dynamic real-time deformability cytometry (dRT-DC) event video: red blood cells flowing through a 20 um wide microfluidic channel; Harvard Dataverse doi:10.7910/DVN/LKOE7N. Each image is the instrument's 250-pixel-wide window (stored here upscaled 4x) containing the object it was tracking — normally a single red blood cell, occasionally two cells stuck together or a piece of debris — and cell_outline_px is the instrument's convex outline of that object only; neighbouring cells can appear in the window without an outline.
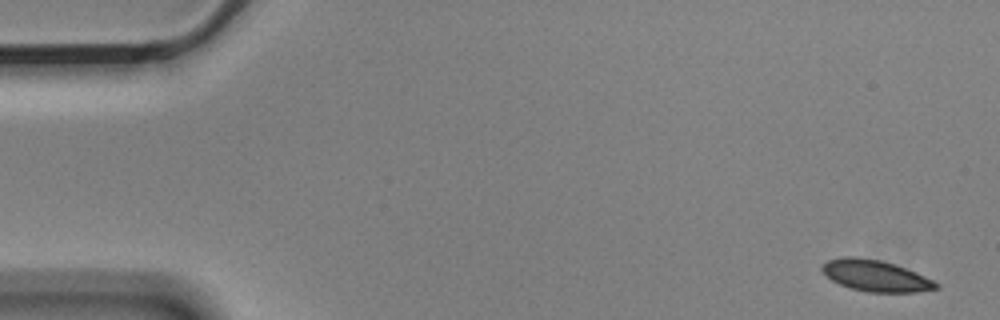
{"species": "Egyptian fruit bat (a non-hibernating species)", "species_latin": "Rousettus aegyptiacus", "temperature_condition": "cold", "stored_images_in_passage": 6, "camera_frame_rate_fps": 3000, "um_per_image_px": 0.085, "animal": {"sex": "male"}, "frame": {"image": 1, "passage_image": 1, "time_ms": 0.0, "image_size_px": [1000, 320], "cell_outline_px": [[940, 288], [916, 292], [868, 292], [852, 288], [840, 284], [832, 280], [820, 268], [828, 260], [844, 256], [856, 256], [880, 260], [916, 272], [940, 284]], "centroid_in_image_um": [74.44, 23.44], "position_along_channel_um": 10.6, "area_um2": 20.52}}
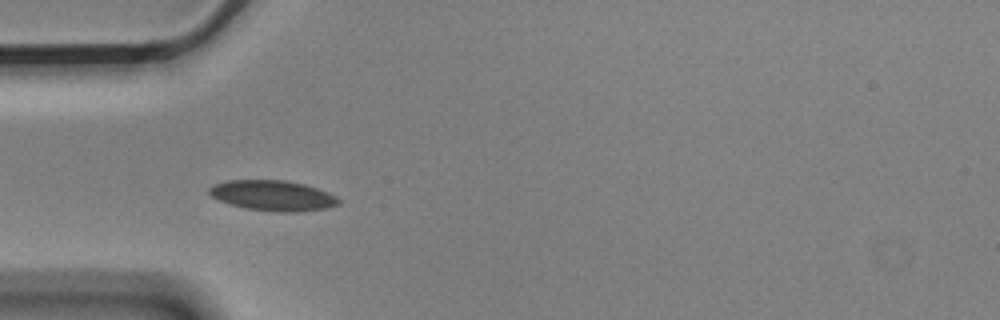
{"frame": {"image": 2, "passage_image": 5, "time_ms": 1.333, "image_size_px": [1000, 320], "cell_outline_px": [[340, 204], [324, 208], [296, 212], [280, 212], [244, 208], [228, 204], [212, 196], [208, 192], [208, 188], [216, 184], [228, 180], [284, 180], [304, 184], [328, 192], [336, 196], [340, 200]], "centroid_in_image_um": [23.18, 16.62], "position_along_channel_um": 61.8, "area_um2": 22.77}}
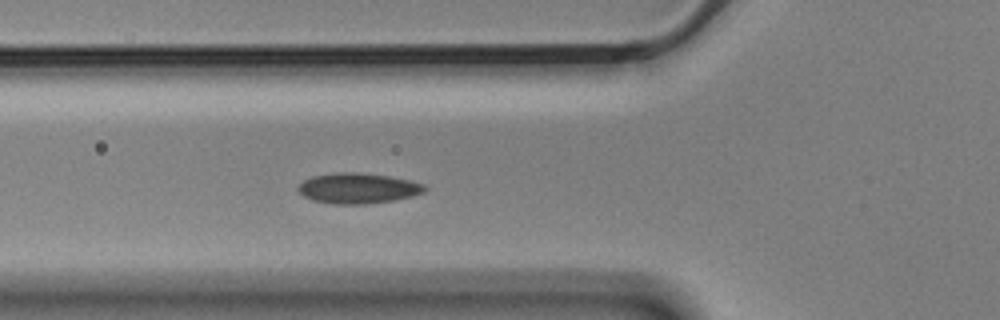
{"frame": {"image": 3, "passage_image": 6, "time_ms": 1.667, "image_size_px": [1000, 320], "cell_outline_px": [[428, 188], [424, 192], [412, 196], [396, 200], [364, 204], [332, 204], [312, 200], [304, 196], [296, 188], [304, 180], [312, 176], [336, 172], [356, 172], [388, 176], [408, 180], [424, 184]], "centroid_in_image_um": [30.42, 16.0], "position_along_channel_um": 95.4, "area_um2": 22.48}}